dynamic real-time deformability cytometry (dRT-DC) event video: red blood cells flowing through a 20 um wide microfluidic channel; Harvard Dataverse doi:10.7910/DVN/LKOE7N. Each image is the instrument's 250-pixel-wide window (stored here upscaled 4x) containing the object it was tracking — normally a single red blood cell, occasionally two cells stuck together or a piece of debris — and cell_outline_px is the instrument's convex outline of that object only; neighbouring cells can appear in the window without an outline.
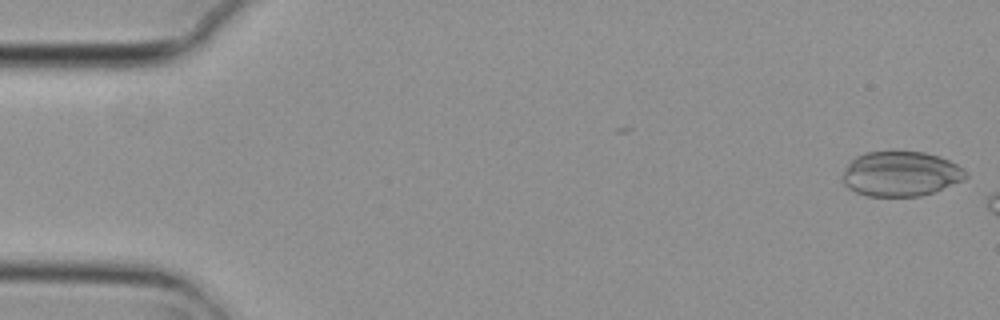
{"species": "common noctule bat (a hibernating species)", "species_latin": "Nyctalus noctula", "temperature_condition": "cold", "stored_images_in_passage": 4, "camera_frame_rate_fps": 3000, "um_per_image_px": 0.085, "animal": {"sex": "female", "body_mass_g": 29.2, "forearm_length_mm": 56.3}, "frame": {"image": 1, "passage_image": 1, "time_ms": 0.0, "image_size_px": [1000, 320], "cell_outline_px": [[968, 176], [964, 180], [932, 192], [920, 196], [868, 196], [856, 192], [848, 188], [844, 184], [844, 172], [848, 164], [856, 156], [864, 152], [892, 148], [896, 148], [924, 152], [940, 156], [964, 168], [968, 172]], "centroid_in_image_um": [76.57, 14.72], "position_along_channel_um": 8.4, "area_um2": 33.0}}